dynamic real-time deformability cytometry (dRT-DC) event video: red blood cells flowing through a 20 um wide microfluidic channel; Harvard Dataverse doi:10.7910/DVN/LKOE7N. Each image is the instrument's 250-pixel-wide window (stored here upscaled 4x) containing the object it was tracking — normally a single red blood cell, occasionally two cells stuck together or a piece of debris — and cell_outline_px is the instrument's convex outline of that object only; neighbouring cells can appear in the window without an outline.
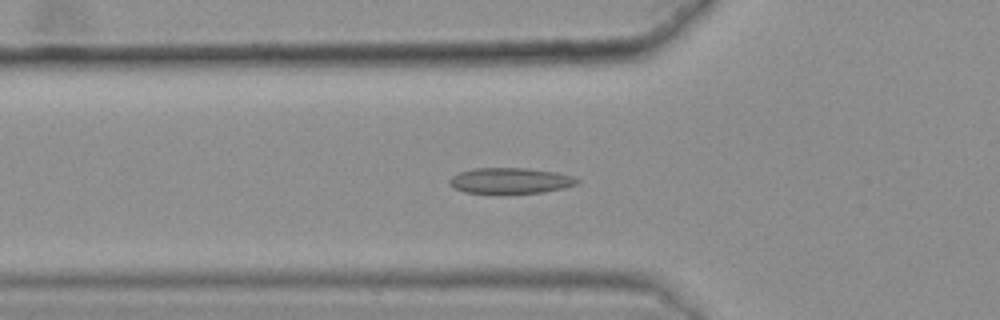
{"species": "common noctule bat (a hibernating species)", "species_latin": "Nyctalus noctula", "temperature_condition": "warm", "stored_images_in_passage": 34, "camera_frame_rate_fps": 3000, "um_per_image_px": 0.085, "animal": {"sex": "female", "body_mass_g": 25.1}, "frame": {"image": 1, "passage_image": 6, "time_ms": 1.667, "image_size_px": [1000, 320], "cell_outline_px": [[580, 184], [564, 188], [544, 192], [504, 196], [496, 196], [464, 192], [448, 184], [448, 180], [452, 176], [460, 172], [472, 168], [528, 168], [556, 172], [572, 176], [580, 180]], "centroid_in_image_um": [43.37, 15.4], "position_along_channel_um": 82.4, "area_um2": 20.23}}
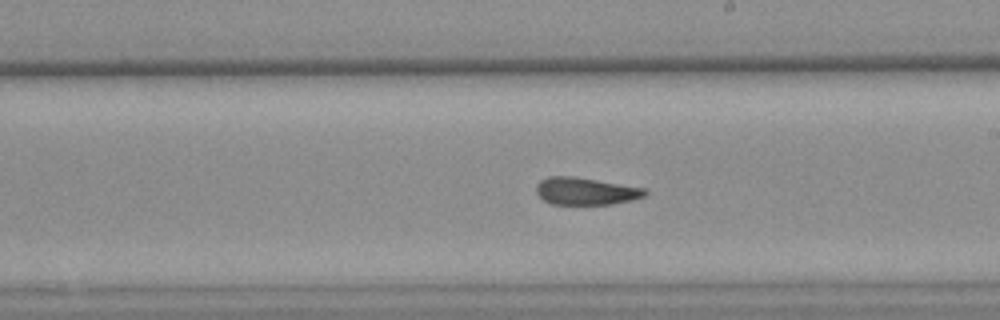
{"frame": {"image": 2, "passage_image": 19, "time_ms": 6.0, "image_size_px": [1000, 320], "cell_outline_px": [[648, 192], [644, 196], [632, 200], [612, 204], [552, 204], [544, 200], [536, 192], [536, 184], [540, 180], [548, 176], [572, 176], [648, 188]], "centroid_in_image_um": [49.8, 16.24], "position_along_channel_um": 239.2, "area_um2": 17.4}}
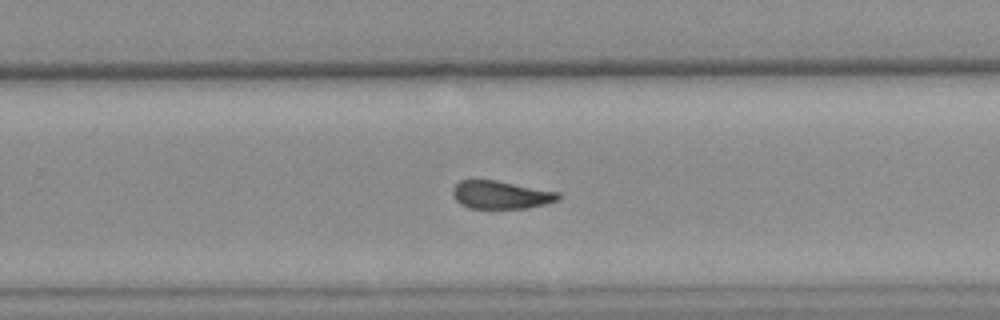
{"frame": {"image": 3, "passage_image": 23, "time_ms": 7.333, "image_size_px": [1000, 320], "cell_outline_px": [[560, 200], [528, 208], [468, 208], [460, 204], [456, 200], [452, 192], [452, 188], [460, 180], [496, 180], [560, 192]], "centroid_in_image_um": [42.58, 16.56], "position_along_channel_um": 287.2, "area_um2": 17.28}, "authors_computed_cell_mechanics": {"area_um2": 18.0914, "velocity_mm_per_s": 3.617, "shape_relaxation_time_tau1_ms": null, "shape_relaxation_time_tau2_ms": 2.2491, "deformation_change_tau1": null, "deformation_change_tau2": 0.0778}}